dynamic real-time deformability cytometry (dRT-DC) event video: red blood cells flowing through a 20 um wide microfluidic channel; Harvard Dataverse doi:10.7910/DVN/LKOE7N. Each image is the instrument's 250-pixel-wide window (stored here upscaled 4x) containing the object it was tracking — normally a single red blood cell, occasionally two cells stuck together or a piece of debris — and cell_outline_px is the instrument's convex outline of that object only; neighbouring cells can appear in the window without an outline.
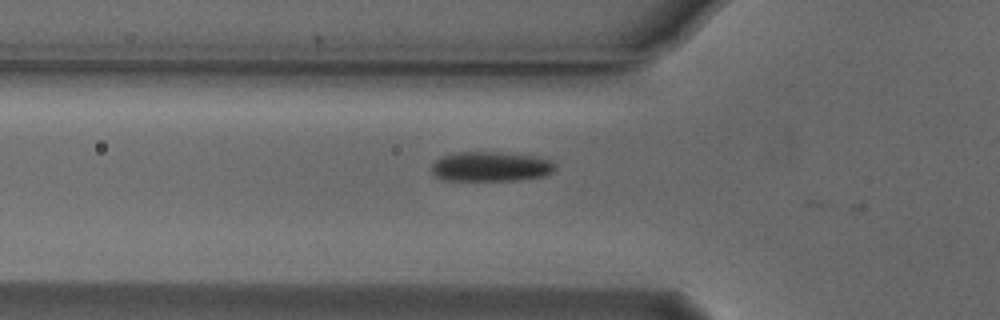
{"species": "Egyptian fruit bat (a non-hibernating species)", "species_latin": "Rousettus aegyptiacus", "temperature_condition": "cold", "stored_images_in_passage": 18, "camera_frame_rate_fps": 3000, "um_per_image_px": 0.085, "animal": {"sex": "male"}, "frame": {"image": 1, "passage_image": 17, "time_ms": 5.333, "image_size_px": [1000, 320], "cell_outline_px": [[556, 168], [552, 172], [544, 176], [516, 180], [440, 180], [432, 172], [432, 164], [440, 156], [460, 152], [500, 152], [536, 156], [552, 160], [556, 164]], "centroid_in_image_um": [41.73, 14.15], "position_along_channel_um": 84.1, "area_um2": 21.56}}